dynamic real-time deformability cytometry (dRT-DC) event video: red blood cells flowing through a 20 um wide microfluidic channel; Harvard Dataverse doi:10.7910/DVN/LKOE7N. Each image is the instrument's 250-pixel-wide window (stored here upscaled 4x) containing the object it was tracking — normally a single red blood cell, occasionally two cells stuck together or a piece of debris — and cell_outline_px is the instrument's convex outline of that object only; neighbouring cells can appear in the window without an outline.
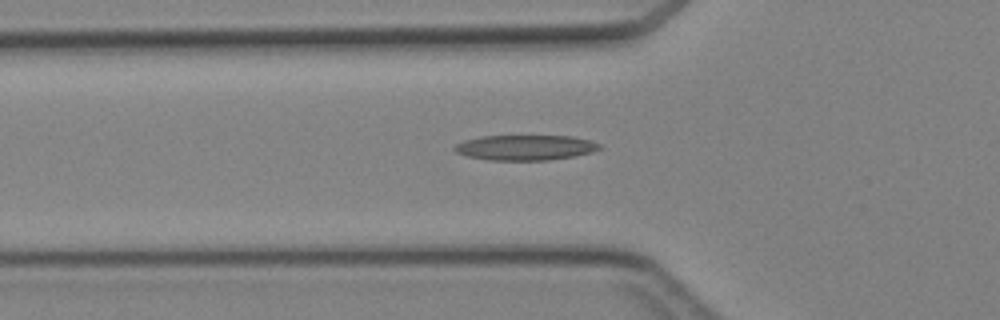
{"species": "Egyptian fruit bat (a non-hibernating species)", "species_latin": "Rousettus aegyptiacus", "temperature_condition": "cold", "stored_images_in_passage": 29, "segment_of_instrument_passage": [1, 2], "camera_frame_rate_fps": 3000, "um_per_image_px": 0.085, "animal": {"sex": "female"}, "frame": {"image": 1, "passage_image": 3, "time_ms": 0.667, "image_size_px": [1000, 320], "cell_outline_px": [[604, 148], [592, 152], [572, 156], [548, 160], [488, 160], [464, 156], [456, 152], [452, 148], [456, 144], [464, 140], [480, 136], [572, 136], [588, 140], [600, 144]], "centroid_in_image_um": [44.61, 12.54], "position_along_channel_um": 81.2, "area_um2": 21.39}}
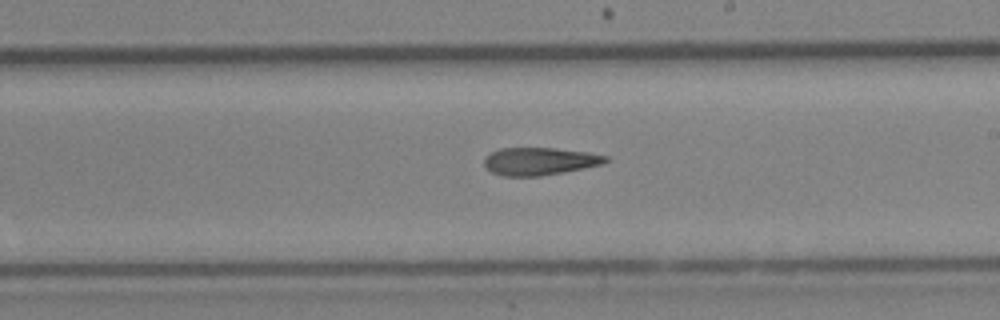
{"frame": {"image": 2, "passage_image": 14, "time_ms": 4.333, "image_size_px": [1000, 320], "cell_outline_px": [[608, 160], [600, 164], [584, 168], [564, 172], [540, 176], [504, 176], [492, 172], [484, 164], [484, 156], [500, 148], [556, 148], [588, 152], [608, 156]], "centroid_in_image_um": [45.85, 13.7], "position_along_channel_um": 243.1, "area_um2": 19.48}}
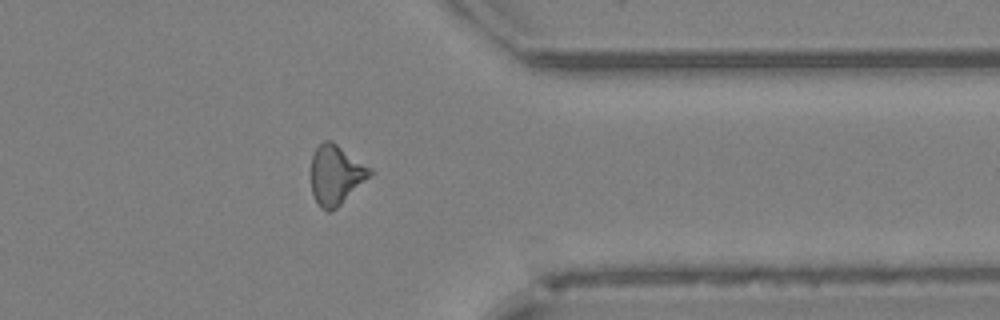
{"frame": {"image": 3, "passage_image": 24, "time_ms": 7.667, "image_size_px": [1000, 320], "cell_outline_px": [[372, 176], [332, 212], [328, 212], [320, 208], [312, 192], [312, 152], [324, 140], [332, 140], [372, 168]], "centroid_in_image_um": [28.58, 14.86], "position_along_channel_um": 382.8, "area_um2": 20.63}}